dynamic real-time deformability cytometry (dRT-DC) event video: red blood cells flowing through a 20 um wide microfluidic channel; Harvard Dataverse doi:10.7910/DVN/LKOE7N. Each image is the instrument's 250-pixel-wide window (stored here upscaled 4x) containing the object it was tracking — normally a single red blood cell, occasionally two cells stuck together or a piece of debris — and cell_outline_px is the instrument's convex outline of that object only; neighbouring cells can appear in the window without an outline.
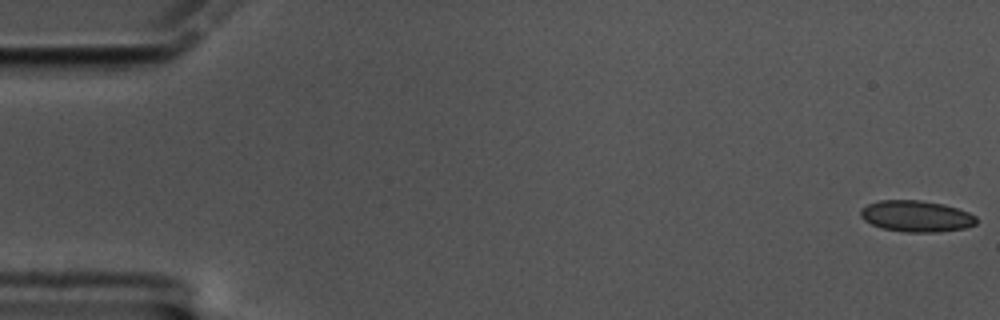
{"species": "common noctule bat (a hibernating species)", "species_latin": "Nyctalus noctula", "temperature_condition": "cold", "stored_images_in_passage": 60, "camera_frame_rate_fps": 3000, "um_per_image_px": 0.085, "animal": {"sex": "male", "body_mass_g": 17.5, "forearm_length_mm": 52.3}, "frame": {"image": 1, "passage_image": 1, "time_ms": 0.0, "image_size_px": [1000, 320], "cell_outline_px": [[976, 224], [964, 228], [940, 232], [908, 232], [880, 228], [864, 220], [860, 216], [860, 208], [868, 204], [880, 200], [920, 200], [944, 204], [968, 212], [976, 216]], "centroid_in_image_um": [77.86, 18.37], "position_along_channel_um": 7.1, "area_um2": 21.15}}
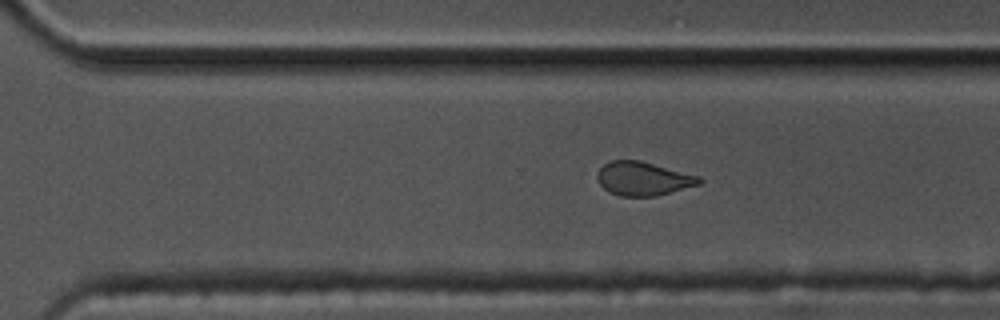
{"frame": {"image": 2, "passage_image": 41, "time_ms": 13.333, "image_size_px": [1000, 320], "cell_outline_px": [[704, 180], [700, 184], [656, 196], [620, 196], [608, 192], [600, 184], [596, 176], [600, 168], [604, 164], [612, 160], [640, 160], [700, 176]], "centroid_in_image_um": [54.67, 15.18], "position_along_channel_um": 315.9, "area_um2": 20.06}}
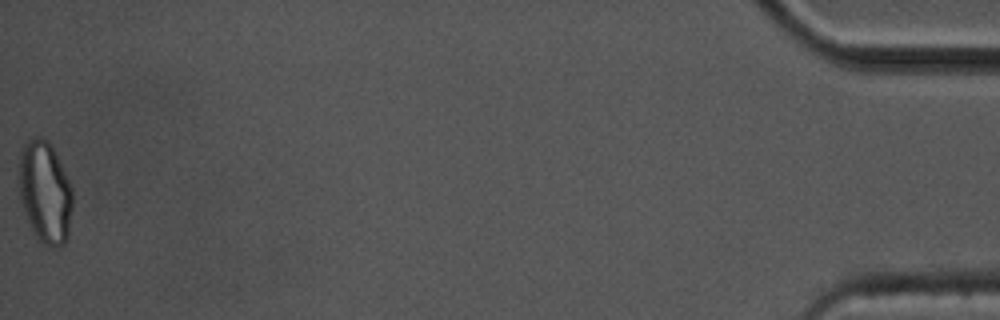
{"frame": {"image": 3, "passage_image": 60, "time_ms": 19.667, "image_size_px": [1000, 320], "cell_outline_px": [[72, 208], [68, 236], [64, 244], [52, 248], [44, 244], [36, 236], [24, 212], [20, 200], [20, 152], [28, 136], [40, 136], [48, 140], [52, 144], [72, 188]], "centroid_in_image_um": [3.84, 16.29], "position_along_channel_um": 431.4, "area_um2": 31.96}, "authors_computed_cell_mechanics": {"area_um2": 21.097, "velocity_mm_per_s": 3.3827, "shape_relaxation_time_tau1_ms": null, "shape_relaxation_time_tau2_ms": 1.4207, "deformation_change_tau1": null, "deformation_change_tau2": 0.0478}}